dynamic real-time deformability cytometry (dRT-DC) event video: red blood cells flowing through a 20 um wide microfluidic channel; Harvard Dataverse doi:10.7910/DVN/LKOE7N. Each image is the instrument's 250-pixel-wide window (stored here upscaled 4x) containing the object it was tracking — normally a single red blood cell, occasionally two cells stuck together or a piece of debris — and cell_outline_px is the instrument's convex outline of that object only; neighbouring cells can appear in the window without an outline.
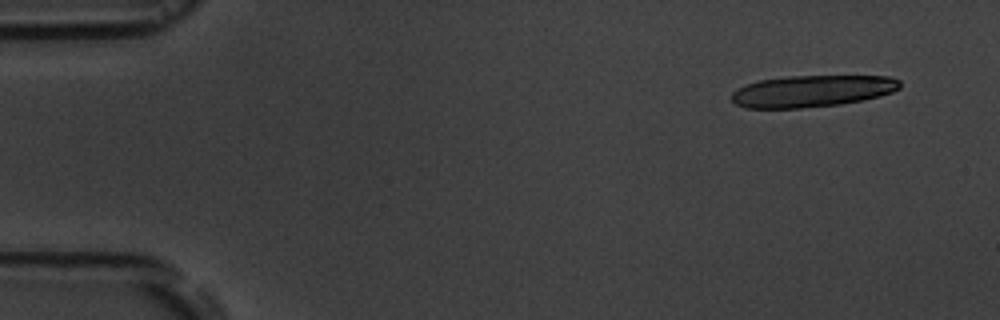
{"species": "common noctule bat (a hibernating species)", "species_latin": "Nyctalus noctula", "temperature_condition": "room temperature", "stored_images_in_passage": 5, "segment_of_instrument_passage": [2, 2], "camera_frame_rate_fps": 3000, "um_per_image_px": 0.085, "animal": {"sex": "male", "body_mass_g": 19.5, "forearm_length_mm": 54.6}, "frame": {"image": 1, "passage_image": 5, "time_ms": 5.333, "image_size_px": [1000, 320], "cell_outline_px": [[900, 88], [892, 92], [880, 96], [864, 100], [840, 104], [800, 108], [744, 108], [736, 104], [732, 100], [732, 92], [736, 88], [760, 80], [784, 76], [888, 76], [900, 80]], "centroid_in_image_um": [69.03, 7.74], "position_along_channel_um": 16.0, "area_um2": 31.21}}